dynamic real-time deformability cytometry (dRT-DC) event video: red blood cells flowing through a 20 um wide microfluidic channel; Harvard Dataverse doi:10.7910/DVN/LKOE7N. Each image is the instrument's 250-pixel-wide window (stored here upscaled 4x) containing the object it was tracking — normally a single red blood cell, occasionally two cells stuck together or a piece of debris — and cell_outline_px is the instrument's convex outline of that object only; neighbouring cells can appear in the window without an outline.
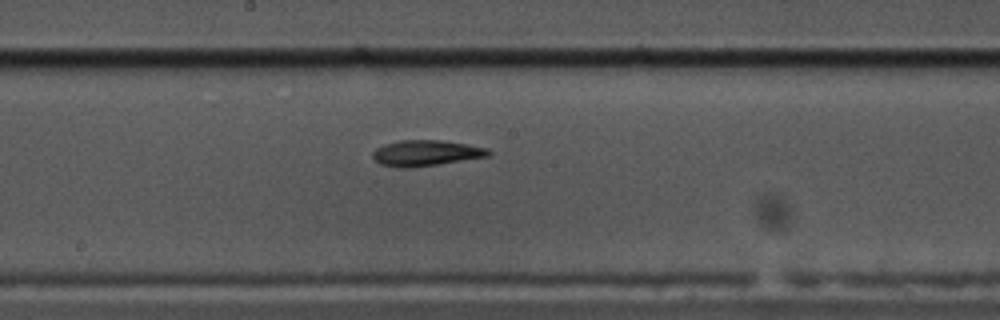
{"species": "common noctule bat (a hibernating species)", "species_latin": "Nyctalus noctula", "temperature_condition": "cold", "stored_images_in_passage": 36, "camera_frame_rate_fps": 3000, "um_per_image_px": 0.085, "animal": {"sex": "male", "body_mass_g": 17.5, "forearm_length_mm": 52.3}, "frame": {"image": 1, "passage_image": 17, "time_ms": 5.333, "image_size_px": [1000, 320], "cell_outline_px": [[492, 152], [488, 156], [412, 168], [396, 168], [380, 164], [372, 156], [372, 152], [376, 148], [384, 144], [400, 140], [440, 140], [488, 148]], "centroid_in_image_um": [36.16, 13.01], "position_along_channel_um": 212.0, "area_um2": 17.34}}
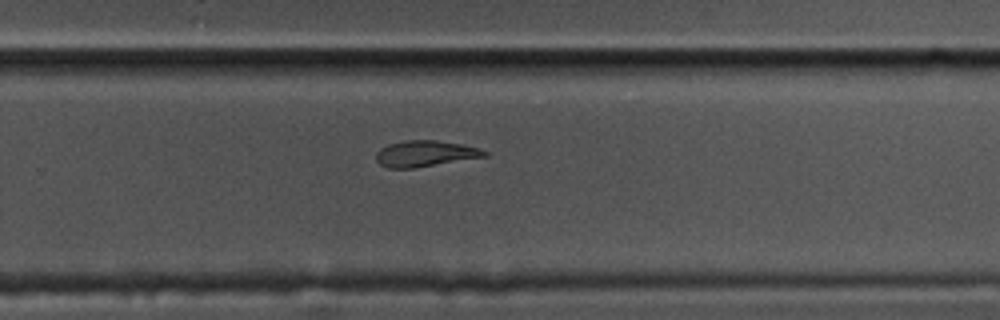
{"frame": {"image": 2, "passage_image": 24, "time_ms": 7.667, "image_size_px": [1000, 320], "cell_outline_px": [[488, 156], [416, 168], [388, 168], [380, 164], [376, 160], [376, 152], [380, 148], [388, 144], [408, 140], [436, 140], [460, 144], [480, 148], [488, 152]], "centroid_in_image_um": [36.14, 13.06], "position_along_channel_um": 293.7, "area_um2": 16.53}}
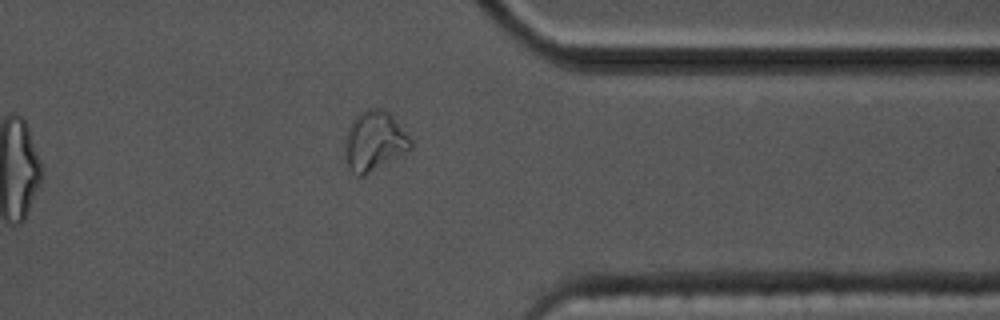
{"frame": {"image": 3, "passage_image": 32, "time_ms": 10.333, "image_size_px": [1000, 320], "cell_outline_px": [[412, 148], [364, 176], [356, 176], [348, 168], [344, 160], [344, 136], [356, 112], [368, 108], [384, 108], [392, 116], [412, 140]], "centroid_in_image_um": [31.75, 11.98], "position_along_channel_um": 379.6, "area_um2": 23.29}, "authors_computed_cell_mechanics": {"area_um2": 17.2822, "velocity_mm_per_s": 3.503, "shape_relaxation_time_tau1_ms": 9.9969, "shape_relaxation_time_tau2_ms": 3.615, "deformation_change_tau1": 0.2722, "deformation_change_tau2": 0.1277}}